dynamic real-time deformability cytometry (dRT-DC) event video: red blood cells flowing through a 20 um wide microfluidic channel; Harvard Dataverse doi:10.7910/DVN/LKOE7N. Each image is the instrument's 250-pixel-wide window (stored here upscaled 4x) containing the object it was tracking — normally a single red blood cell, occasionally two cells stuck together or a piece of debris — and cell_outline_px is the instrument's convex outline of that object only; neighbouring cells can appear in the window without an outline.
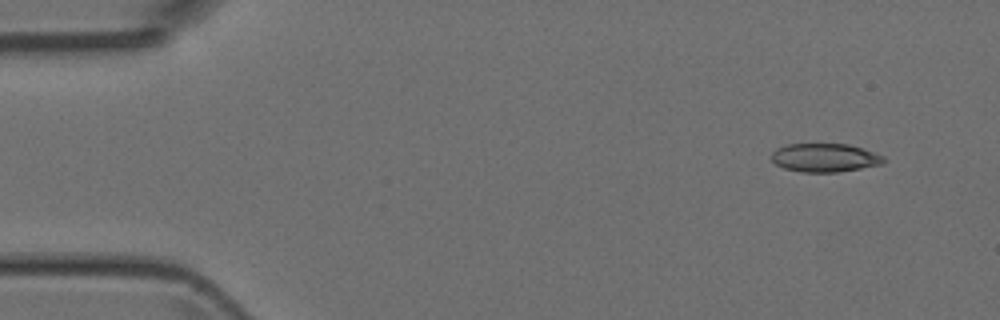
{"species": "Egyptian fruit bat (a non-hibernating species)", "species_latin": "Rousettus aegyptiacus", "temperature_condition": "room temperature", "stored_images_in_passage": 5, "camera_frame_rate_fps": 3000, "um_per_image_px": 0.085, "animal": {"sex": "female"}, "frame": {"image": 1, "passage_image": 1, "time_ms": 0.0, "image_size_px": [1000, 320], "cell_outline_px": [[888, 160], [880, 164], [840, 172], [804, 172], [784, 168], [776, 164], [772, 160], [772, 152], [776, 148], [784, 144], [848, 144], [884, 156]], "centroid_in_image_um": [70.09, 13.4], "position_along_channel_um": 14.9, "area_um2": 18.55}}
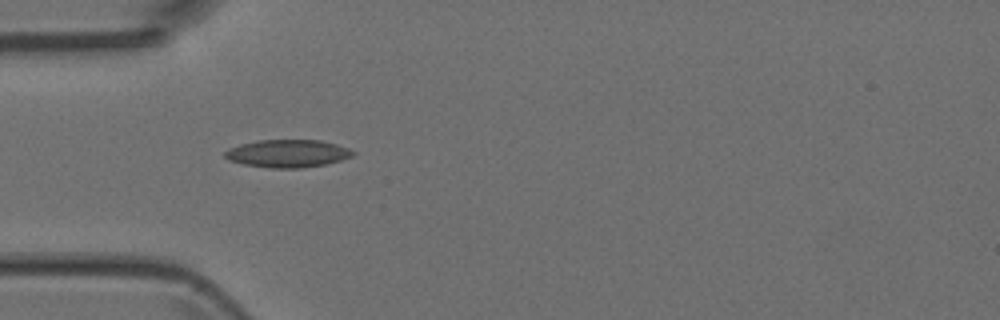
{"frame": {"image": 2, "passage_image": 4, "time_ms": 3.667, "image_size_px": [1000, 320], "cell_outline_px": [[356, 152], [352, 156], [340, 160], [324, 164], [300, 168], [272, 168], [244, 164], [228, 160], [224, 156], [224, 152], [228, 148], [240, 144], [256, 140], [320, 140], [336, 144], [348, 148]], "centroid_in_image_um": [24.42, 13.04], "position_along_channel_um": 60.6, "area_um2": 20.63}}
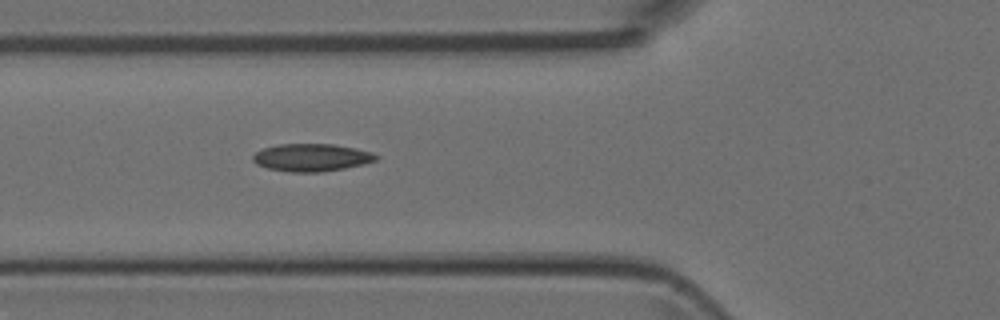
{"frame": {"image": 3, "passage_image": 5, "time_ms": 4.667, "image_size_px": [1000, 320], "cell_outline_px": [[380, 156], [376, 160], [364, 164], [344, 168], [320, 172], [288, 172], [268, 168], [256, 164], [252, 160], [252, 156], [256, 152], [264, 148], [276, 144], [332, 144], [356, 148], [372, 152]], "centroid_in_image_um": [26.48, 13.38], "position_along_channel_um": 99.3, "area_um2": 19.88}}